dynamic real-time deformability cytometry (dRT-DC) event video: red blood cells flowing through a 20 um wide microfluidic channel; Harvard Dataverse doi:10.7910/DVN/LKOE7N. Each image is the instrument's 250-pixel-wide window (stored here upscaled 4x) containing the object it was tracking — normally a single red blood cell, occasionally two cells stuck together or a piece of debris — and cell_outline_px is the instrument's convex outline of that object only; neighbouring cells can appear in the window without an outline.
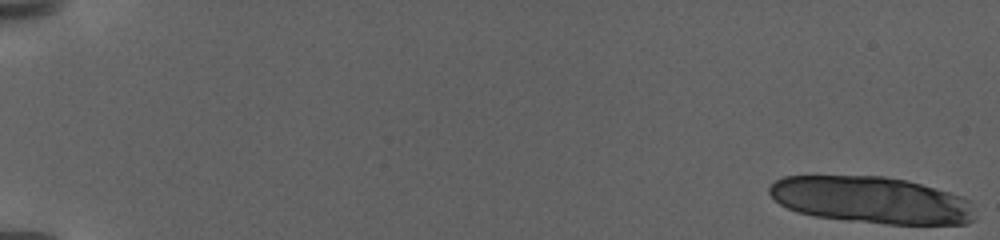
{"species": "human", "species_latin": "Homo sapiens", "temperature_condition": "warm", "stored_images_in_passage": 13, "camera_frame_rate_fps": 3000, "um_per_image_px": 0.085, "donor": {"sex": "female"}, "frame": {"image": 1, "passage_image": 1, "time_ms": 0.0, "image_size_px": [1000, 240], "cell_outline_px": [[976, 220], [964, 224], [888, 224], [848, 220], [816, 216], [796, 212], [780, 204], [768, 192], [768, 188], [776, 180], [784, 176], [884, 176], [908, 180], [948, 192], [960, 196], [968, 200]], "centroid_in_image_um": [74.05, 17.0], "position_along_channel_um": 11.0, "area_um2": 55.83}}
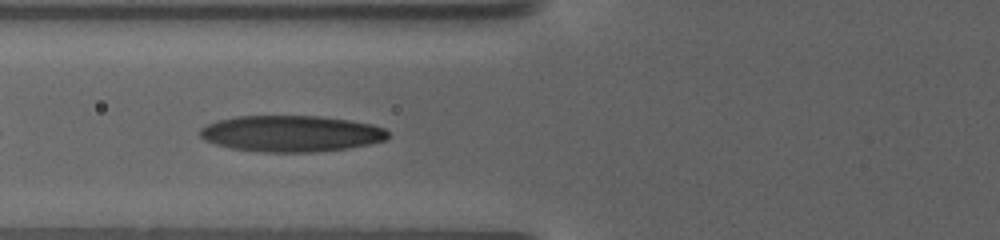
{"frame": {"image": 2, "passage_image": 12, "time_ms": 10.333, "image_size_px": [1000, 240], "cell_outline_px": [[388, 136], [384, 140], [368, 144], [348, 148], [324, 152], [260, 152], [232, 148], [216, 144], [204, 140], [200, 136], [200, 128], [216, 120], [236, 116], [320, 116], [348, 120], [372, 124], [384, 128], [388, 132]], "centroid_in_image_um": [24.73, 11.36], "position_along_channel_um": 101.1, "area_um2": 39.82}}